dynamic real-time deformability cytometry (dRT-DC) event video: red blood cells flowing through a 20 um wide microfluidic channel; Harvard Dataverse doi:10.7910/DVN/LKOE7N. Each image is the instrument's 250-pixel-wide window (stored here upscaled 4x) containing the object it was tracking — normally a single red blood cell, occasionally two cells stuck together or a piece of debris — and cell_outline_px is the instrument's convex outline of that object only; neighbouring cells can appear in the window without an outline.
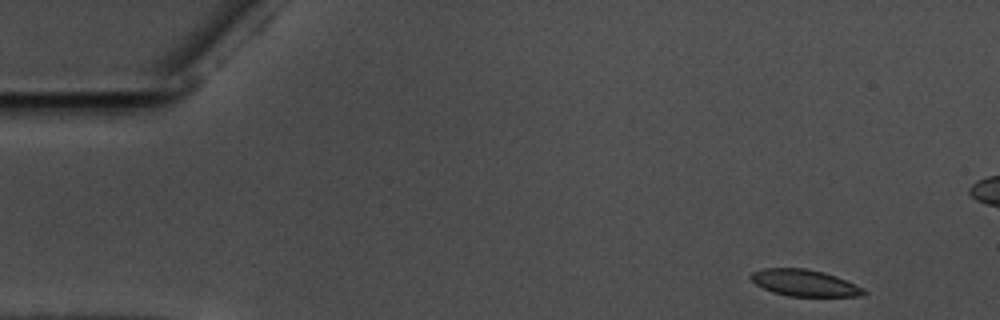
{"species": "common noctule bat (a hibernating species)", "species_latin": "Nyctalus noctula", "temperature_condition": "warm", "stored_images_in_passage": 54, "camera_frame_rate_fps": 3000, "um_per_image_px": 0.085, "animal": {"sex": "male", "body_mass_g": 17.5, "forearm_length_mm": 52.3}, "frame": {"image": 1, "passage_image": 1, "time_ms": 0.0, "image_size_px": [1000, 320], "cell_outline_px": [[868, 292], [860, 296], [788, 296], [772, 292], [756, 284], [748, 276], [752, 272], [760, 268], [804, 268], [824, 272], [836, 276], [864, 288]], "centroid_in_image_um": [68.36, 24.04], "position_along_channel_um": 16.6, "area_um2": 17.51}}
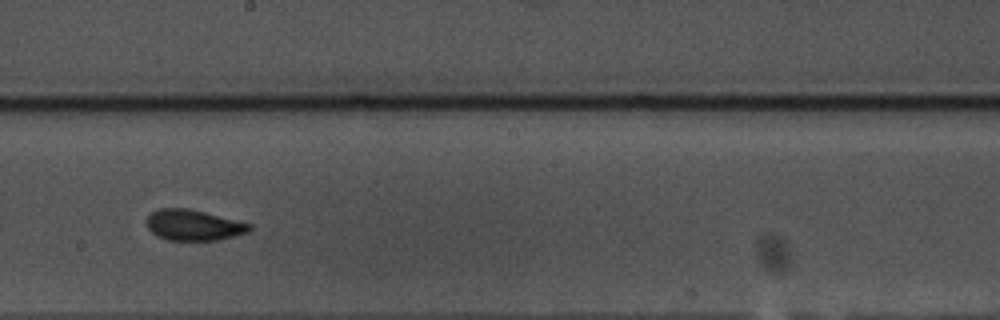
{"frame": {"image": 2, "passage_image": 28, "time_ms": 9.0, "image_size_px": [1000, 320], "cell_outline_px": [[252, 228], [248, 232], [216, 240], [164, 240], [156, 236], [148, 228], [148, 216], [152, 212], [160, 208], [188, 208], [252, 224]], "centroid_in_image_um": [16.44, 19.14], "position_along_channel_um": 231.8, "area_um2": 18.26}}
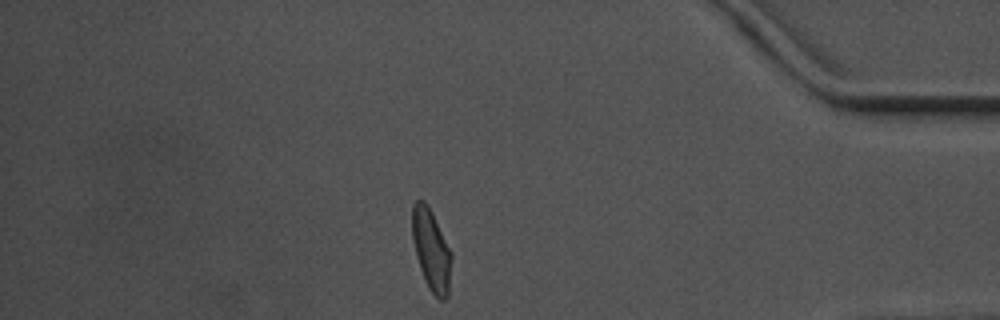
{"frame": {"image": 3, "passage_image": 45, "time_ms": 14.667, "image_size_px": [1000, 320], "cell_outline_px": [[452, 256], [448, 296], [444, 300], [440, 300], [428, 288], [424, 280], [416, 256], [412, 240], [412, 204], [416, 200], [424, 200], [428, 204], [452, 252]], "centroid_in_image_um": [36.65, 21.23], "position_along_channel_um": 398.5, "area_um2": 18.84}, "authors_computed_cell_mechanics": {"area_um2": 18.496, "velocity_mm_per_s": 3.573, "shape_relaxation_time_tau1_ms": 6.0216, "shape_relaxation_time_tau2_ms": 1.6591, "deformation_change_tau1": 0.1523, "deformation_change_tau2": 0.0744}}